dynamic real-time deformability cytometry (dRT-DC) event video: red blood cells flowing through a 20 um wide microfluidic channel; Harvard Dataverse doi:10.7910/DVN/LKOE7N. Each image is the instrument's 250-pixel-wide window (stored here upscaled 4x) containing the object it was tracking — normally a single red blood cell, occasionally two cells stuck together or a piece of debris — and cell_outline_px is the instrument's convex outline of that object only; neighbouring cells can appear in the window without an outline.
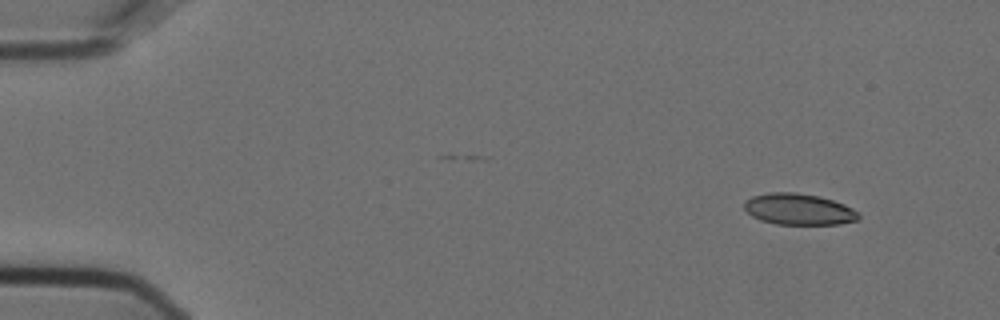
{"species": "Egyptian fruit bat (a non-hibernating species)", "species_latin": "Rousettus aegyptiacus", "temperature_condition": "cold", "stored_images_in_passage": 31, "camera_frame_rate_fps": 3000, "um_per_image_px": 0.085, "animal": {"sex": "female"}, "frame": {"image": 1, "passage_image": 1, "time_ms": 0.0, "image_size_px": [1000, 320], "cell_outline_px": [[860, 220], [840, 224], [776, 224], [760, 220], [752, 216], [744, 208], [744, 200], [752, 196], [768, 192], [796, 192], [820, 196], [844, 204], [860, 212]], "centroid_in_image_um": [67.91, 17.78], "position_along_channel_um": 17.1, "area_um2": 21.1}}
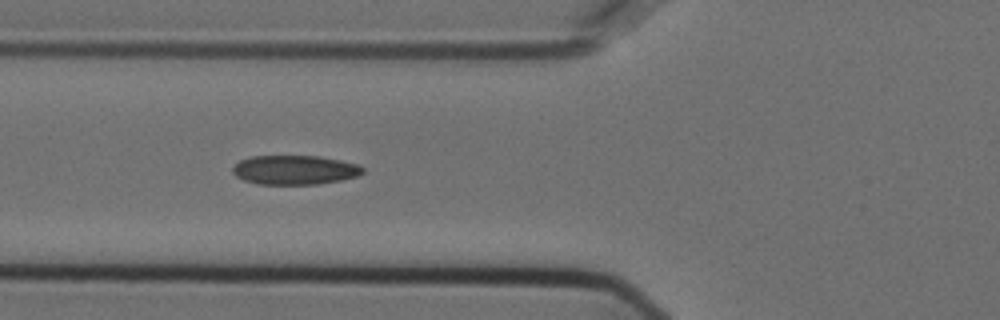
{"frame": {"image": 2, "passage_image": 17, "time_ms": 5.333, "image_size_px": [1000, 320], "cell_outline_px": [[364, 172], [360, 176], [340, 180], [316, 184], [256, 184], [244, 180], [236, 176], [232, 172], [232, 168], [240, 160], [252, 156], [320, 156], [360, 164], [364, 168]], "centroid_in_image_um": [25.08, 14.44], "position_along_channel_um": 100.7, "area_um2": 22.31}}
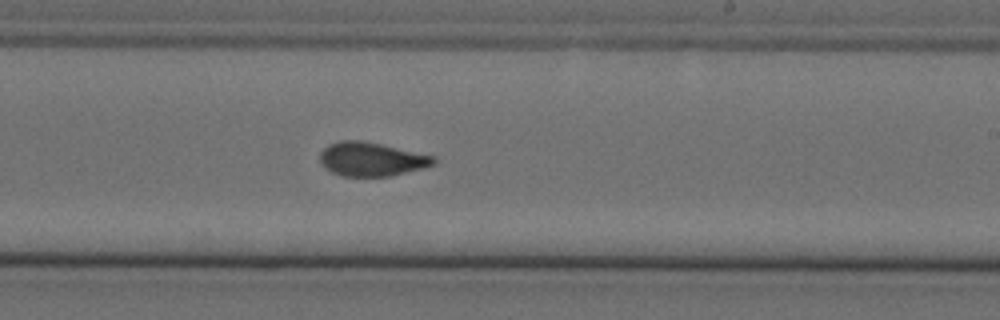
{"frame": {"image": 3, "passage_image": 30, "time_ms": 9.667, "image_size_px": [1000, 320], "cell_outline_px": [[436, 164], [424, 168], [392, 176], [340, 176], [324, 168], [320, 164], [320, 152], [328, 144], [340, 140], [360, 140], [380, 144], [436, 156]], "centroid_in_image_um": [31.57, 13.53], "position_along_channel_um": 257.4, "area_um2": 22.66}}